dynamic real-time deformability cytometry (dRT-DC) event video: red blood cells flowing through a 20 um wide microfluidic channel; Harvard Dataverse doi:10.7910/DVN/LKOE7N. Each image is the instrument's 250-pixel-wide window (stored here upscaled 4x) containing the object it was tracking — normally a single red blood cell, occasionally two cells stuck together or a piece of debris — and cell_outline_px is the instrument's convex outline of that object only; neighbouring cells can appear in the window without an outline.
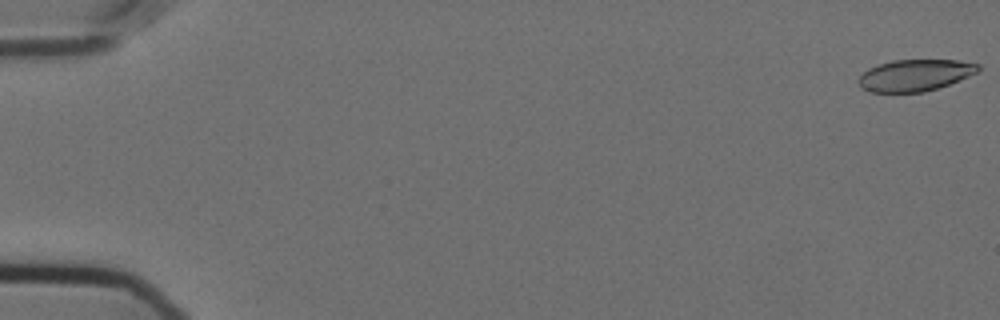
{"species": "Egyptian fruit bat (a non-hibernating species)", "species_latin": "Rousettus aegyptiacus", "temperature_condition": "cold", "stored_images_in_passage": 10, "camera_frame_rate_fps": 3000, "um_per_image_px": 0.085, "animal": {"sex": "female"}, "frame": {"image": 1, "passage_image": 1, "time_ms": 0.0, "image_size_px": [1000, 320], "cell_outline_px": [[980, 68], [976, 72], [960, 80], [924, 92], [872, 92], [860, 88], [856, 80], [868, 68], [876, 64], [892, 60], [956, 60], [980, 64]], "centroid_in_image_um": [77.72, 6.39], "position_along_channel_um": 7.3, "area_um2": 22.08}}